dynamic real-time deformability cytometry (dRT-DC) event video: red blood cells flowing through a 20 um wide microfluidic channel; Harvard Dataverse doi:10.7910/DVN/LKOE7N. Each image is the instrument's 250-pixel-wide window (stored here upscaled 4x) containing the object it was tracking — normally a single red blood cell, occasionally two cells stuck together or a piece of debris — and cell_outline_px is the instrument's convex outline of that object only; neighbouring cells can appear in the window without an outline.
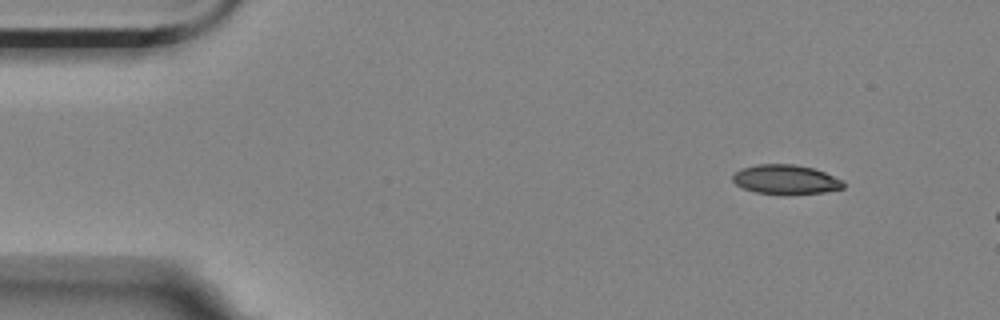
{"species": "Egyptian fruit bat (a non-hibernating species)", "species_latin": "Rousettus aegyptiacus", "temperature_condition": "room temperature", "stored_images_in_passage": 3, "camera_frame_rate_fps": 3000, "um_per_image_px": 0.085, "animal": {"sex": "female"}, "frame": {"image": 1, "passage_image": 1, "time_ms": 0.0, "image_size_px": [1000, 320], "cell_outline_px": [[844, 188], [824, 192], [788, 196], [756, 192], [744, 188], [736, 184], [732, 180], [732, 176], [740, 168], [756, 164], [792, 164], [816, 168], [844, 180]], "centroid_in_image_um": [66.82, 15.27], "position_along_channel_um": 18.2, "area_um2": 19.48}}